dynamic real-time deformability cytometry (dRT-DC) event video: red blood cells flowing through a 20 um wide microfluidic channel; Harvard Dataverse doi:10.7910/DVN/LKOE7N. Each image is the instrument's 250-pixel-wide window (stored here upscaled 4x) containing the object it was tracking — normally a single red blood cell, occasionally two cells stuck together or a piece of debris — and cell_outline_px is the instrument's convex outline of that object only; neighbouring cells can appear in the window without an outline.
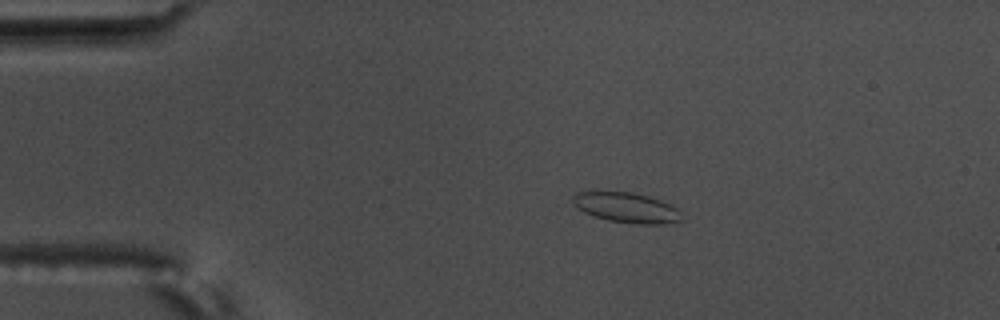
{"species": "common noctule bat (a hibernating species)", "species_latin": "Nyctalus noctula", "temperature_condition": "warm", "stored_images_in_passage": 9, "camera_frame_rate_fps": 3000, "um_per_image_px": 0.085, "animal": {"sex": "male", "body_mass_g": 17.5, "forearm_length_mm": 52.3}, "frame": {"image": 1, "passage_image": 2, "time_ms": 0.333, "image_size_px": [1000, 320], "cell_outline_px": [[680, 220], [664, 224], [636, 224], [608, 220], [584, 212], [572, 204], [572, 196], [576, 192], [632, 192], [648, 196], [660, 200], [676, 208], [680, 212]], "centroid_in_image_um": [53.22, 17.64], "position_along_channel_um": 31.8, "area_um2": 18.84}}
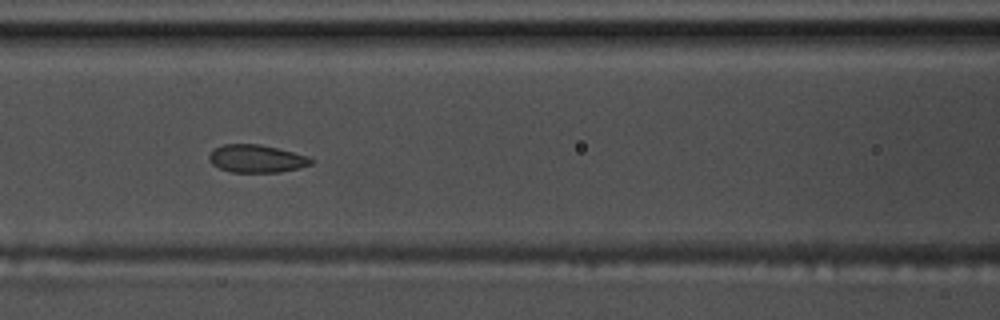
{"frame": {"image": 2, "passage_image": 6, "time_ms": 1.667, "image_size_px": [1000, 320], "cell_outline_px": [[316, 160], [312, 164], [300, 168], [280, 172], [232, 172], [220, 168], [212, 164], [208, 160], [208, 156], [216, 148], [224, 144], [256, 144], [276, 148], [308, 156]], "centroid_in_image_um": [21.83, 13.5], "position_along_channel_um": 144.8, "area_um2": 16.42}}
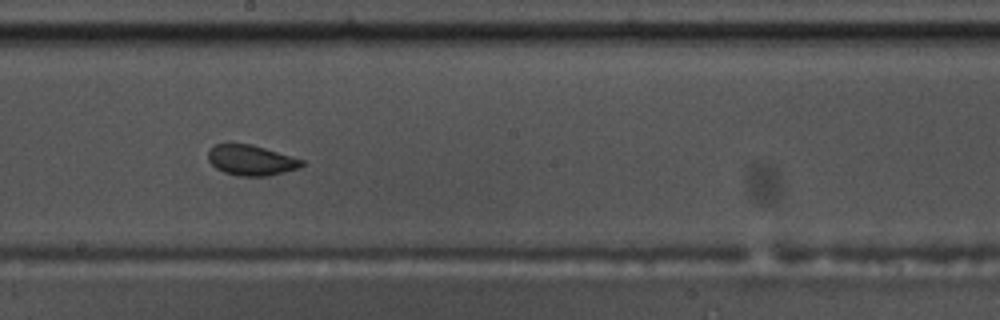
{"frame": {"image": 3, "passage_image": 8, "time_ms": 2.333, "image_size_px": [1000, 320], "cell_outline_px": [[304, 164], [300, 168], [268, 176], [240, 176], [224, 172], [216, 168], [208, 160], [208, 152], [216, 144], [252, 144], [304, 160]], "centroid_in_image_um": [21.37, 13.63], "position_along_channel_um": 226.8, "area_um2": 16.47}}